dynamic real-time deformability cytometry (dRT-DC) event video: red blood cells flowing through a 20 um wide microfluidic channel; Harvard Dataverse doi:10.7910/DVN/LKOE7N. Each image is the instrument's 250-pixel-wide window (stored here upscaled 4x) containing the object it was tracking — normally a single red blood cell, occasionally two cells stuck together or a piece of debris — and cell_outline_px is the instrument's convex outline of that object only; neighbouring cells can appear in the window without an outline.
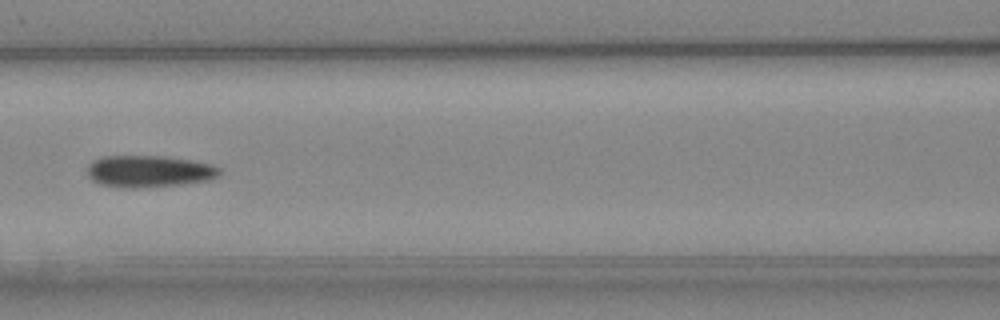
{"species": "Egyptian fruit bat (a non-hibernating species)", "species_latin": "Rousettus aegyptiacus", "temperature_condition": "cold", "stored_images_in_passage": 6, "camera_frame_rate_fps": 3000, "um_per_image_px": 0.085, "animal": {"sex": "female"}, "frame": {"image": 1, "passage_image": 6, "time_ms": 6.667, "image_size_px": [1000, 320], "cell_outline_px": [[220, 172], [212, 180], [184, 184], [136, 188], [120, 188], [100, 184], [92, 180], [88, 176], [88, 164], [92, 160], [104, 156], [164, 156], [192, 160], [212, 164], [220, 168]], "centroid_in_image_um": [12.66, 14.56], "position_along_channel_um": 153.9, "area_um2": 24.8}}